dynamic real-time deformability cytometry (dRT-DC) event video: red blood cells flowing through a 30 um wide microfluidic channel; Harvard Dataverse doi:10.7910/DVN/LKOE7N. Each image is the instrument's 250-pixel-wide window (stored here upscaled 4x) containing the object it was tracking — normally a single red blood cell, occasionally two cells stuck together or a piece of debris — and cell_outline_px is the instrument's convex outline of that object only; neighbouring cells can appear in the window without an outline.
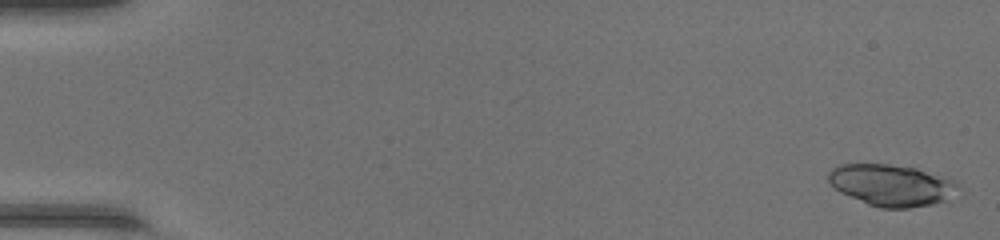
{"species": "common noctule bat (a hibernating species)", "species_latin": "Nyctalus noctula", "temperature_condition": "warm", "stored_images_in_passage": 33, "camera_frame_rate_fps": 3000, "um_per_image_px": 0.085, "animal": {"sex": "female", "body_mass_g": 17.0, "forearm_length_mm": 48.0}, "frame": {"image": 1, "passage_image": 1, "time_ms": 0.0, "image_size_px": [1000, 240], "cell_outline_px": [[960, 188], [944, 200], [932, 204], [908, 208], [880, 208], [868, 204], [840, 192], [828, 180], [828, 172], [832, 168], [840, 164], [888, 164], [916, 168], [948, 176], [956, 180], [960, 184]], "centroid_in_image_um": [75.81, 15.72], "position_along_channel_um": 9.2, "area_um2": 31.5}}
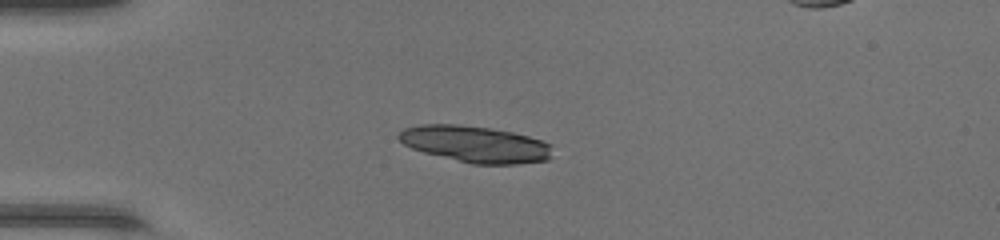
{"frame": {"image": 2, "passage_image": 13, "time_ms": 4.0, "image_size_px": [1000, 240], "cell_outline_px": [[552, 156], [548, 160], [516, 164], [472, 164], [424, 152], [412, 148], [404, 144], [396, 136], [404, 128], [420, 124], [456, 124], [488, 128], [512, 132], [528, 136], [552, 144]], "centroid_in_image_um": [40.42, 12.25], "position_along_channel_um": 44.6, "area_um2": 32.6}}